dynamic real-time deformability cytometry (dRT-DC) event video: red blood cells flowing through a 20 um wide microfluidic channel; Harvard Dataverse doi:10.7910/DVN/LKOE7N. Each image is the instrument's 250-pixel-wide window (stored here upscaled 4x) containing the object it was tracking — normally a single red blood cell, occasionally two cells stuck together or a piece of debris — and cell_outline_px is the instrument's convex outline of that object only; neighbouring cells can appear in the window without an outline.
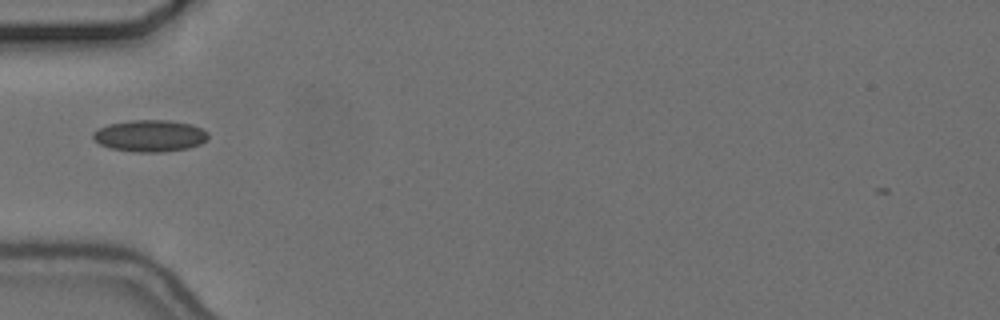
{"species": "common noctule bat (a hibernating species)", "species_latin": "Nyctalus noctula", "temperature_condition": "cold", "stored_images_in_passage": 39, "camera_frame_rate_fps": 3000, "um_per_image_px": 0.085, "animal": {"sex": "female", "body_mass_g": 24.6, "forearm_length_mm": 56.2}, "frame": {"image": 1, "passage_image": 2, "time_ms": 0.333, "image_size_px": [1000, 320], "cell_outline_px": [[208, 140], [200, 144], [188, 148], [160, 152], [132, 152], [112, 148], [100, 144], [92, 136], [92, 132], [96, 128], [108, 124], [128, 120], [168, 120], [192, 124], [208, 132]], "centroid_in_image_um": [12.74, 11.53], "position_along_channel_um": 72.3, "area_um2": 21.44}}
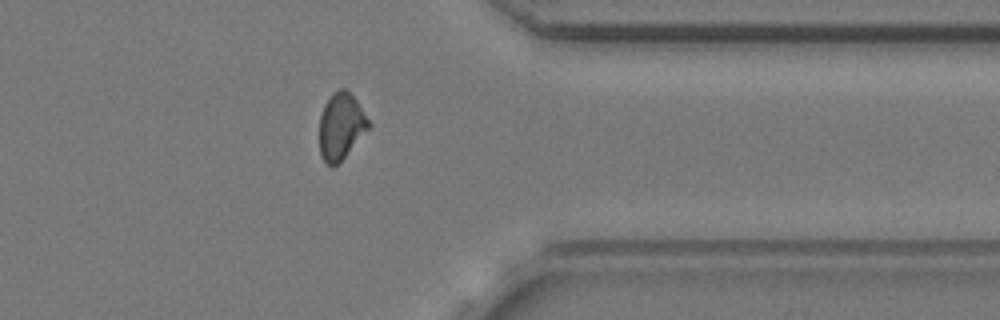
{"frame": {"image": 2, "passage_image": 28, "time_ms": 9.0, "image_size_px": [1000, 320], "cell_outline_px": [[372, 124], [344, 156], [332, 168], [320, 156], [320, 116], [324, 104], [340, 88], [344, 88], [356, 100]], "centroid_in_image_um": [28.98, 10.73], "position_along_channel_um": 382.4, "area_um2": 18.5}}
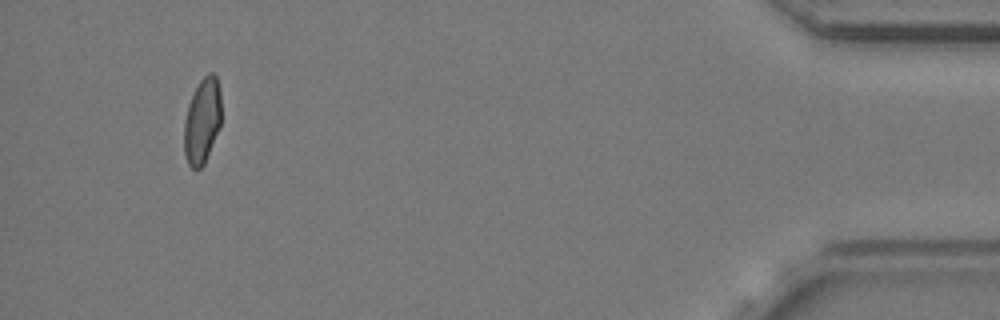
{"frame": {"image": 3, "passage_image": 36, "time_ms": 11.667, "image_size_px": [1000, 320], "cell_outline_px": [[220, 124], [204, 164], [200, 168], [192, 168], [188, 164], [184, 152], [184, 120], [188, 104], [200, 80], [208, 72], [212, 72], [216, 76], [220, 92]], "centroid_in_image_um": [17.17, 10.26], "position_along_channel_um": 418.0, "area_um2": 18.26}, "authors_computed_cell_mechanics": {"area_um2": 19.2474, "velocity_mm_per_s": 3.6669, "shape_relaxation_time_tau1_ms": null, "shape_relaxation_time_tau2_ms": 2.014, "deformation_change_tau1": null, "deformation_change_tau2": 0.0578}}